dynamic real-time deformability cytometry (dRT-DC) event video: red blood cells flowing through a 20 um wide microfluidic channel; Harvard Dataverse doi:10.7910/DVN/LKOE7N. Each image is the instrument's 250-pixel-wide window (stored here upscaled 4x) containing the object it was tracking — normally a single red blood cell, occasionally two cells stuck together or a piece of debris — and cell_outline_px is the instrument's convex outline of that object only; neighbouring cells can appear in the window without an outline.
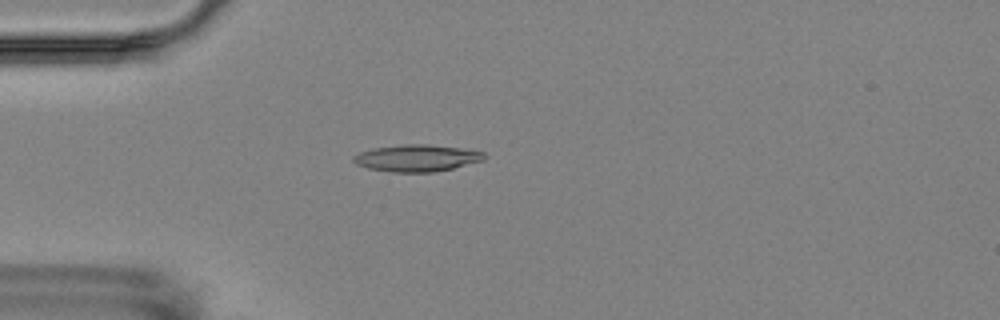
{"species": "Egyptian fruit bat (a non-hibernating species)", "species_latin": "Rousettus aegyptiacus", "temperature_condition": "room temperature", "stored_images_in_passage": 5, "camera_frame_rate_fps": 3000, "um_per_image_px": 0.085, "animal": {"sex": "female"}, "frame": {"image": 1, "passage_image": 5, "time_ms": 4.667, "image_size_px": [1000, 320], "cell_outline_px": [[488, 156], [484, 160], [452, 168], [432, 172], [392, 172], [368, 168], [356, 164], [352, 160], [352, 156], [360, 152], [372, 148], [400, 144], [428, 144], [464, 148], [484, 152]], "centroid_in_image_um": [35.43, 13.42], "position_along_channel_um": 49.6, "area_um2": 20.63}}